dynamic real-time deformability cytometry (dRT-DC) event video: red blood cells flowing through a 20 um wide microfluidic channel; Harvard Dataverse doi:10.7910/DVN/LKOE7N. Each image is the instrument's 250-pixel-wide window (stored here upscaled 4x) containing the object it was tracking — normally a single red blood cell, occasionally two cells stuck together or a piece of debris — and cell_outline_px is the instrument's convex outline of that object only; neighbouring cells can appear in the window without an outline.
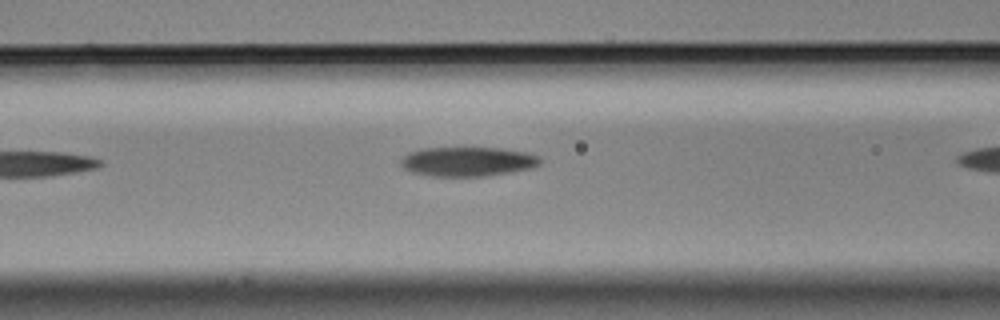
{"species": "Egyptian fruit bat (a non-hibernating species)", "species_latin": "Rousettus aegyptiacus", "temperature_condition": "cold", "stored_images_in_passage": 6, "segment_of_instrument_passage": [1, 2], "camera_frame_rate_fps": 3000, "um_per_image_px": 0.085, "animal": {"sex": "male"}, "frame": {"image": 1, "passage_image": 5, "time_ms": 1.333, "image_size_px": [1000, 320], "cell_outline_px": [[540, 164], [532, 168], [512, 172], [484, 176], [432, 176], [412, 172], [404, 168], [400, 164], [400, 160], [408, 152], [420, 148], [496, 148], [524, 152], [536, 156], [540, 160]], "centroid_in_image_um": [39.7, 13.74], "position_along_channel_um": 126.9, "area_um2": 23.7}}